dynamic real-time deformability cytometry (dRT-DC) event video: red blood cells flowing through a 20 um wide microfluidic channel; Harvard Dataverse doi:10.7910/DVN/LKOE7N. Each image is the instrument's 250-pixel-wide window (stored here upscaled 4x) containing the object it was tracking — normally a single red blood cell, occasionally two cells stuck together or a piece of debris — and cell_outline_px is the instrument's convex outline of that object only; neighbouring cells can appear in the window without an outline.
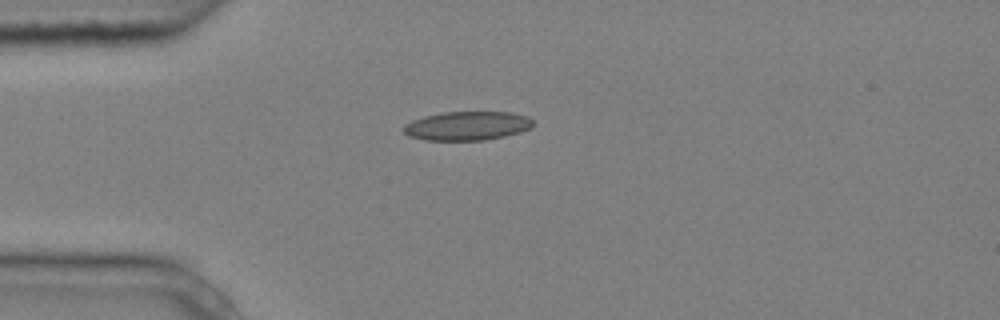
{"species": "common noctule bat (a hibernating species)", "species_latin": "Nyctalus noctula", "temperature_condition": "cold", "stored_images_in_passage": 3, "camera_frame_rate_fps": 3000, "um_per_image_px": 0.085, "animal": {"sex": "male", "body_mass_g": 20.4}, "frame": {"image": 1, "passage_image": 1, "time_ms": 0.0, "image_size_px": [1000, 320], "cell_outline_px": [[536, 124], [520, 132], [504, 136], [484, 140], [424, 140], [408, 136], [404, 132], [404, 124], [412, 120], [424, 116], [444, 112], [512, 112], [528, 116]], "centroid_in_image_um": [39.71, 10.69], "position_along_channel_um": 45.3, "area_um2": 21.85}}
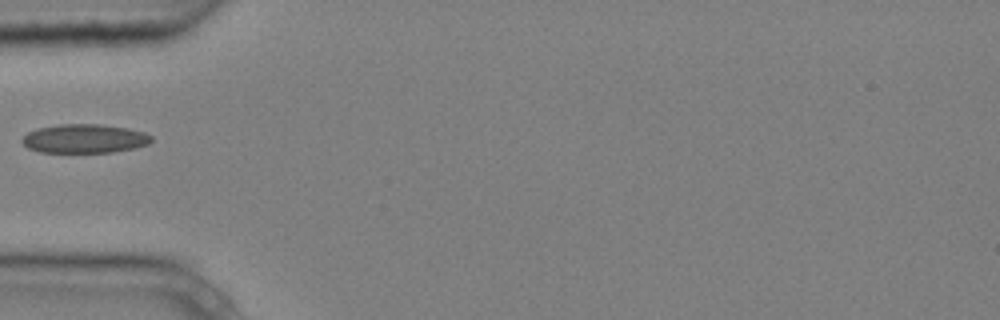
{"frame": {"image": 2, "passage_image": 2, "time_ms": 0.333, "image_size_px": [1000, 320], "cell_outline_px": [[152, 140], [148, 144], [136, 148], [112, 152], [40, 152], [28, 148], [20, 140], [28, 132], [36, 128], [60, 124], [100, 124], [128, 128], [144, 132], [152, 136]], "centroid_in_image_um": [7.19, 11.78], "position_along_channel_um": 77.8, "area_um2": 21.85}}
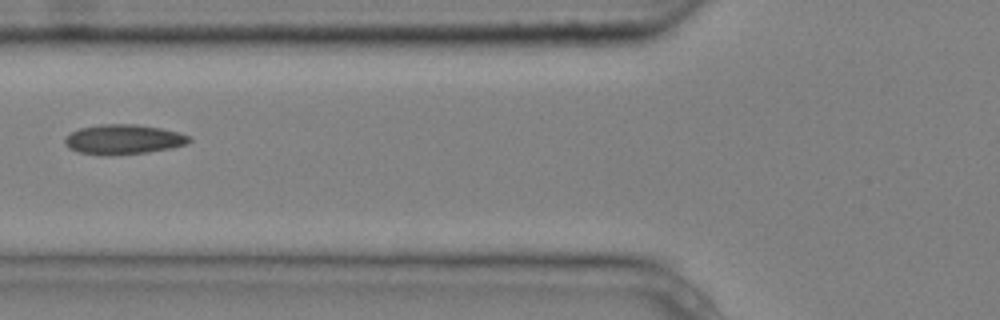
{"frame": {"image": 3, "passage_image": 3, "time_ms": 0.667, "image_size_px": [1000, 320], "cell_outline_px": [[192, 140], [188, 144], [172, 148], [148, 152], [112, 156], [108, 156], [80, 152], [68, 148], [64, 144], [64, 140], [72, 132], [80, 128], [100, 124], [136, 124], [160, 128], [192, 136]], "centroid_in_image_um": [10.52, 11.86], "position_along_channel_um": 115.3, "area_um2": 21.73}}